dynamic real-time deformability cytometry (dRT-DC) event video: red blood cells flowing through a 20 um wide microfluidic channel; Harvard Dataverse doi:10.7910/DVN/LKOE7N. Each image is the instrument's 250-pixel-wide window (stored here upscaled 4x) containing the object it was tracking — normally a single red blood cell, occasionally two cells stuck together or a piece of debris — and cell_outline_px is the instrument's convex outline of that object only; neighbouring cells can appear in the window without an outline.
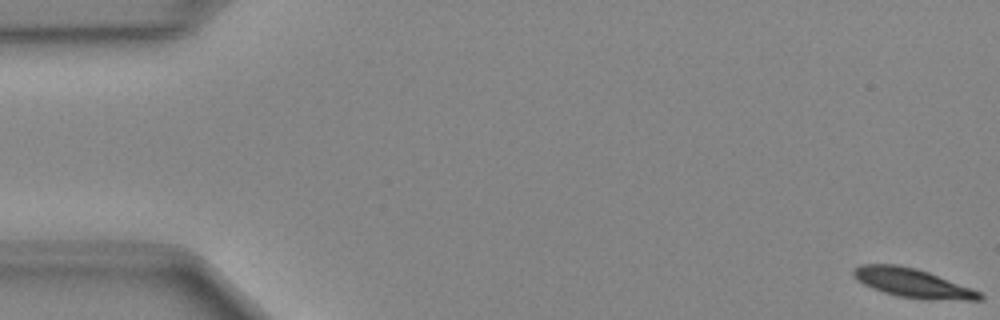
{"species": "Egyptian fruit bat (a non-hibernating species)", "species_latin": "Rousettus aegyptiacus", "temperature_condition": "cold", "stored_images_in_passage": 13, "camera_frame_rate_fps": 3000, "um_per_image_px": 0.085, "animal": {"sex": "female"}, "frame": {"image": 1, "passage_image": 1, "time_ms": 0.0, "image_size_px": [1000, 320], "cell_outline_px": [[984, 300], [928, 300], [900, 296], [884, 292], [872, 288], [856, 280], [852, 276], [852, 268], [860, 264], [896, 264], [916, 268], [928, 272], [972, 288], [980, 292], [984, 296]], "centroid_in_image_um": [77.56, 24.05], "position_along_channel_um": 7.4, "area_um2": 21.5}}